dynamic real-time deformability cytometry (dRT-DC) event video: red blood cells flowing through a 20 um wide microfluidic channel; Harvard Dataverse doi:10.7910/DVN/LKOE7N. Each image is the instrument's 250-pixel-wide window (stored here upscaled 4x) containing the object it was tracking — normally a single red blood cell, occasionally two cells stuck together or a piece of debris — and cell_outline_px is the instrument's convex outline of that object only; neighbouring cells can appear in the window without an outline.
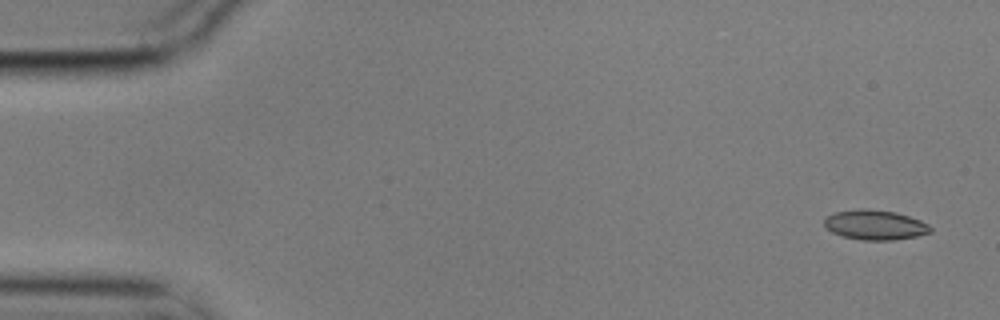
{"species": "common noctule bat (a hibernating species)", "species_latin": "Nyctalus noctula", "temperature_condition": "cold", "stored_images_in_passage": 5, "camera_frame_rate_fps": 3000, "um_per_image_px": 0.085, "animal": {"sex": "male", "body_mass_g": 17.9}, "frame": {"image": 1, "passage_image": 1, "time_ms": 0.0, "image_size_px": [1000, 320], "cell_outline_px": [[932, 232], [916, 236], [896, 240], [860, 240], [844, 236], [832, 232], [824, 228], [824, 220], [828, 216], [836, 212], [860, 208], [868, 208], [896, 212], [920, 220], [928, 224], [932, 228]], "centroid_in_image_um": [74.38, 19.11], "position_along_channel_um": 10.6, "area_um2": 18.55}}
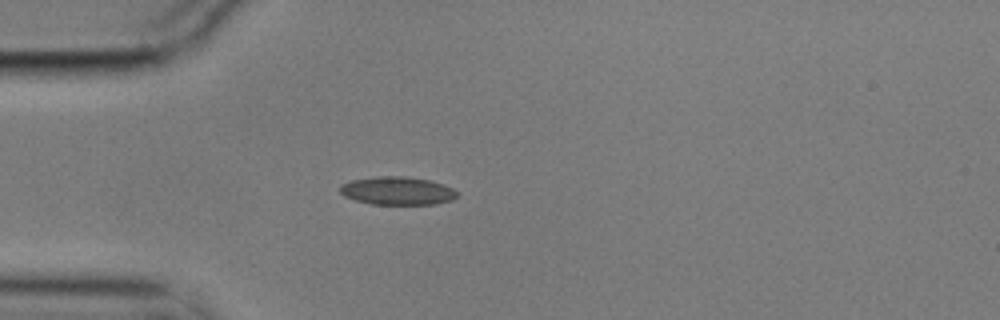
{"frame": {"image": 2, "passage_image": 5, "time_ms": 1.333, "image_size_px": [1000, 320], "cell_outline_px": [[460, 192], [452, 200], [436, 204], [372, 204], [356, 200], [344, 196], [340, 192], [340, 184], [352, 180], [376, 176], [408, 176], [428, 180], [444, 184]], "centroid_in_image_um": [33.79, 16.21], "position_along_channel_um": 51.2, "area_um2": 19.31}}